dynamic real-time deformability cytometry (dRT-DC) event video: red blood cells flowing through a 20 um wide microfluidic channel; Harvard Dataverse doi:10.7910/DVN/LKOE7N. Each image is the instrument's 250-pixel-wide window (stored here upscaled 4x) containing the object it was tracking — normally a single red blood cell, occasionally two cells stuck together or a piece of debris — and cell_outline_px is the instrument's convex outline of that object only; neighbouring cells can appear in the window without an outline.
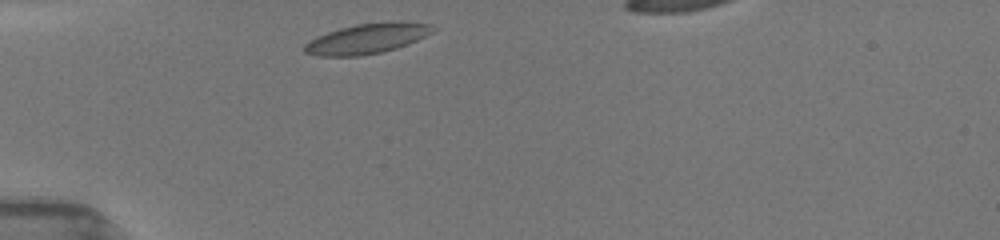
{"species": "common noctule bat (a hibernating species)", "species_latin": "Nyctalus noctula", "temperature_condition": "room temperature", "stored_images_in_passage": 11, "camera_frame_rate_fps": 3000, "um_per_image_px": 0.085, "animal": {"sex": "female", "body_mass_g": 19.5, "forearm_length_mm": 54.1}, "frame": {"image": 1, "passage_image": 1, "time_ms": 0.0, "image_size_px": [1000, 240], "cell_outline_px": [[432, 32], [416, 40], [396, 48], [380, 52], [360, 56], [320, 56], [304, 52], [304, 44], [316, 36], [340, 28], [356, 24], [432, 24]], "centroid_in_image_um": [31.06, 3.33], "position_along_channel_um": 53.9, "area_um2": 21.33}}
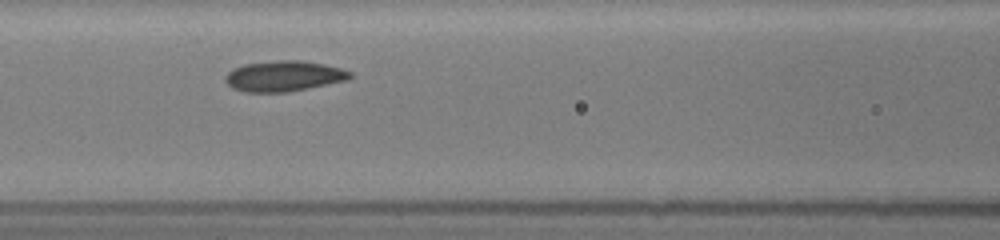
{"frame": {"image": 2, "passage_image": 6, "time_ms": 2.667, "image_size_px": [1000, 240], "cell_outline_px": [[352, 76], [348, 80], [288, 92], [244, 92], [232, 88], [224, 80], [224, 76], [232, 68], [244, 64], [276, 60], [300, 60], [324, 64], [340, 68], [352, 72]], "centroid_in_image_um": [24.1, 6.46], "position_along_channel_um": 142.5, "area_um2": 22.37}}
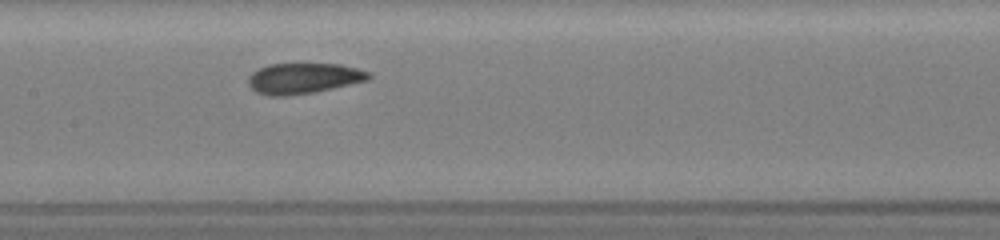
{"frame": {"image": 3, "passage_image": 8, "time_ms": 3.667, "image_size_px": [1000, 240], "cell_outline_px": [[372, 76], [368, 80], [316, 92], [288, 96], [268, 96], [256, 92], [248, 84], [248, 76], [252, 72], [268, 64], [340, 64], [356, 68], [368, 72]], "centroid_in_image_um": [25.77, 6.67], "position_along_channel_um": 181.6, "area_um2": 21.56}}